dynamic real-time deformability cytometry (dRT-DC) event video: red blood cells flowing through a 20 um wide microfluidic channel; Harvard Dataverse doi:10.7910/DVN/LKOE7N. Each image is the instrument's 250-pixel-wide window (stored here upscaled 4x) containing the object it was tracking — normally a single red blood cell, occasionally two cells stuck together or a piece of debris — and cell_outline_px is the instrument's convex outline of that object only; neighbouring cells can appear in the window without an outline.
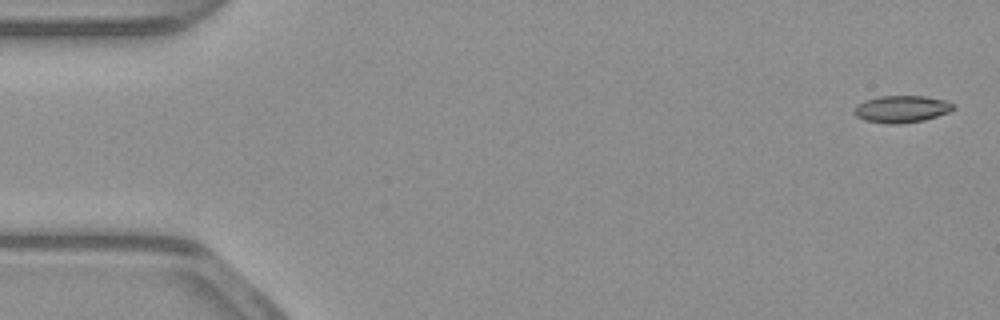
{"species": "common noctule bat (a hibernating species)", "species_latin": "Nyctalus noctula", "temperature_condition": "warm", "stored_images_in_passage": 52, "camera_frame_rate_fps": 3000, "um_per_image_px": 0.085, "animal": {"sex": "male", "body_mass_g": 23.1, "forearm_length_mm": 52.7}, "frame": {"image": 1, "passage_image": 1, "time_ms": 0.0, "image_size_px": [1000, 320], "cell_outline_px": [[956, 108], [948, 112], [924, 120], [896, 124], [888, 124], [864, 120], [856, 116], [852, 112], [864, 100], [880, 96], [924, 96], [948, 100], [956, 104]], "centroid_in_image_um": [76.68, 9.26], "position_along_channel_um": 8.3, "area_um2": 15.66}}
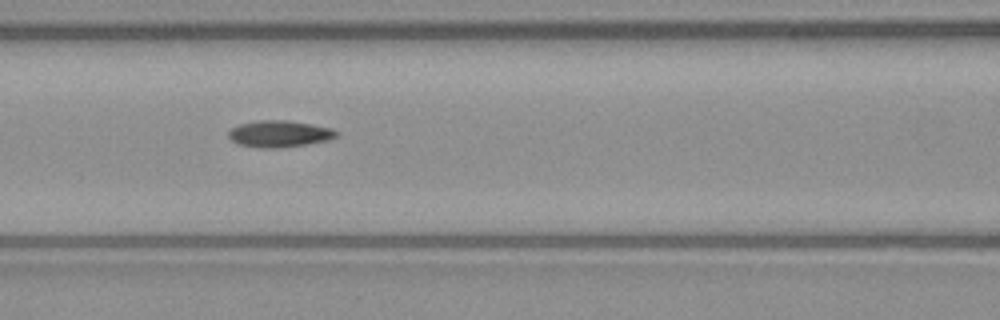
{"frame": {"image": 2, "passage_image": 22, "time_ms": 7.0, "image_size_px": [1000, 320], "cell_outline_px": [[340, 136], [328, 140], [280, 148], [264, 148], [240, 144], [232, 140], [228, 136], [228, 132], [232, 128], [240, 124], [256, 120], [288, 120], [312, 124], [332, 128], [340, 132]], "centroid_in_image_um": [23.8, 11.36], "position_along_channel_um": 142.8, "area_um2": 16.76}}
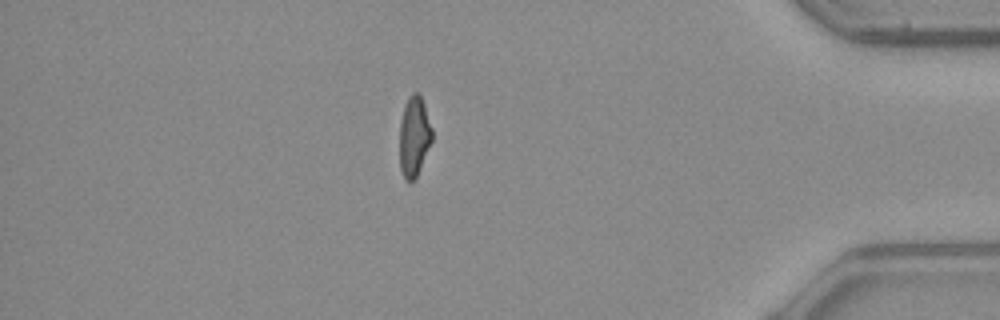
{"frame": {"image": 3, "passage_image": 45, "time_ms": 14.667, "image_size_px": [1000, 320], "cell_outline_px": [[432, 140], [416, 176], [412, 180], [404, 180], [400, 168], [400, 120], [404, 104], [408, 96], [412, 92], [420, 92], [432, 128]], "centroid_in_image_um": [35.19, 11.53], "position_along_channel_um": 400.0, "area_um2": 15.14}, "authors_computed_cell_mechanics": {"area_um2": 16.0106, "velocity_mm_per_s": 3.9198, "shape_relaxation_time_tau1_ms": null, "shape_relaxation_time_tau2_ms": 3.9844, "deformation_change_tau1": null, "deformation_change_tau2": 0.1151}}